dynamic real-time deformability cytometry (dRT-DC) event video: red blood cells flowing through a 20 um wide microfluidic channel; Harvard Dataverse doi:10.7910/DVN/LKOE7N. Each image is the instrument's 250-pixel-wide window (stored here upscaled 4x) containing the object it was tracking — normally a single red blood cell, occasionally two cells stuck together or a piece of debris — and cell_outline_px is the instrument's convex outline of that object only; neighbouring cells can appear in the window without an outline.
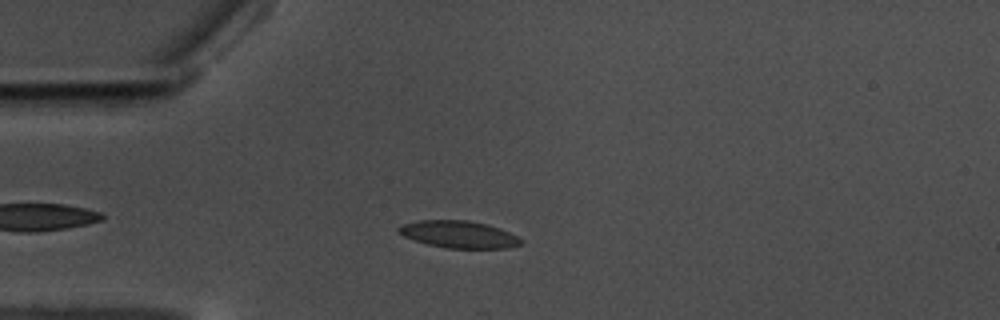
{"species": "common noctule bat (a hibernating species)", "species_latin": "Nyctalus noctula", "temperature_condition": "warm", "stored_images_in_passage": 32, "camera_frame_rate_fps": 3000, "um_per_image_px": 0.085, "animal": {"sex": "male", "body_mass_g": 17.5, "forearm_length_mm": 52.3}, "frame": {"image": 1, "passage_image": 8, "time_ms": 2.333, "image_size_px": [1000, 320], "cell_outline_px": [[524, 244], [508, 248], [448, 248], [428, 244], [404, 236], [396, 232], [396, 228], [400, 224], [420, 220], [468, 220], [488, 224], [500, 228], [524, 240]], "centroid_in_image_um": [39.0, 19.91], "position_along_channel_um": 46.0, "area_um2": 19.48}}
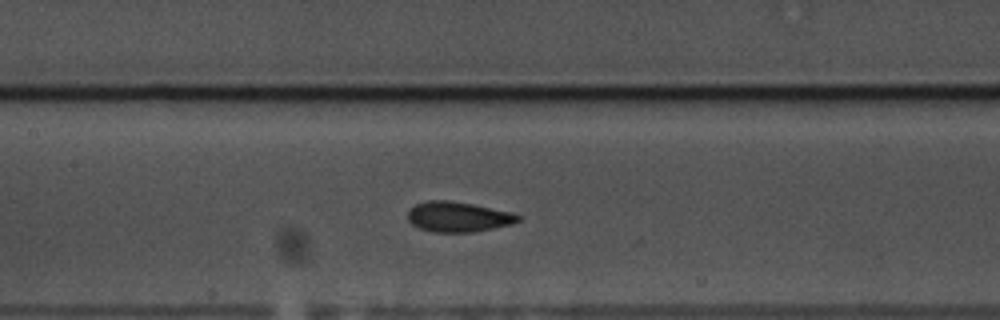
{"frame": {"image": 2, "passage_image": 20, "time_ms": 6.333, "image_size_px": [1000, 320], "cell_outline_px": [[520, 220], [512, 224], [476, 232], [432, 232], [420, 228], [412, 224], [408, 220], [408, 212], [416, 204], [428, 200], [448, 200], [472, 204], [512, 212], [520, 216]], "centroid_in_image_um": [38.95, 18.43], "position_along_channel_um": 168.4, "area_um2": 19.36}}
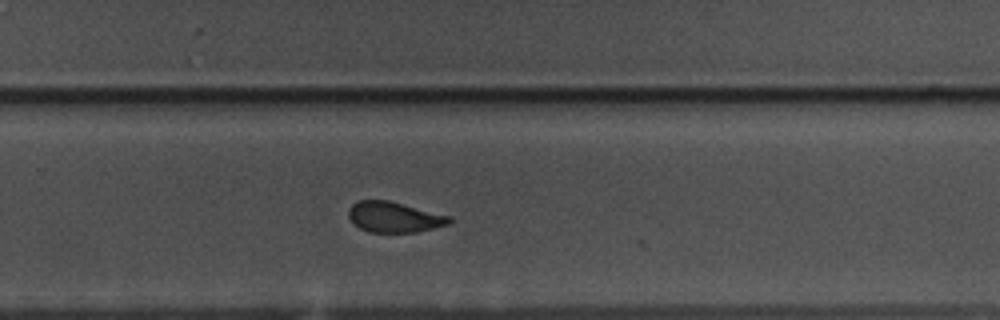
{"frame": {"image": 3, "passage_image": 31, "time_ms": 10.0, "image_size_px": [1000, 320], "cell_outline_px": [[452, 220], [448, 224], [416, 232], [368, 232], [352, 224], [348, 216], [348, 208], [356, 200], [388, 200], [452, 216]], "centroid_in_image_um": [33.46, 18.44], "position_along_channel_um": 296.3, "area_um2": 18.09}}